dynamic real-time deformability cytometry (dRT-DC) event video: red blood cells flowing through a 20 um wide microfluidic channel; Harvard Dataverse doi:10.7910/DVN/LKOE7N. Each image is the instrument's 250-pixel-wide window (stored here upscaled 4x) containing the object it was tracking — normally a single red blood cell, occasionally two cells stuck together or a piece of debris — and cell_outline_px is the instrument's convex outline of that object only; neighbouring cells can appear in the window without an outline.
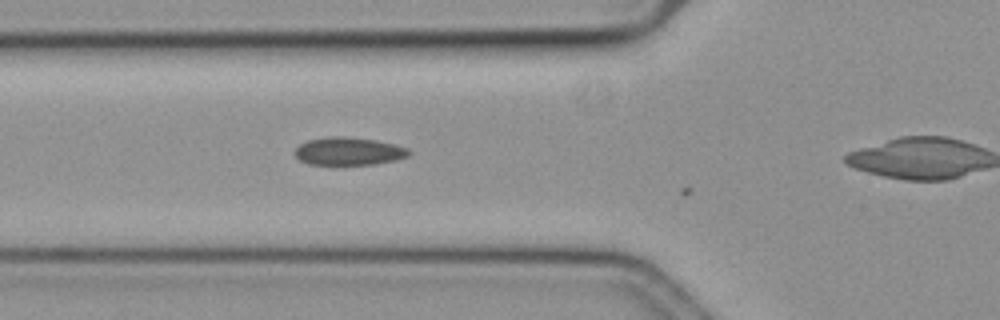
{"species": "common noctule bat (a hibernating species)", "species_latin": "Nyctalus noctula", "temperature_condition": "cold", "stored_images_in_passage": 6, "camera_frame_rate_fps": 3000, "um_per_image_px": 0.085, "animal": {"sex": "female", "body_mass_g": 19.3, "forearm_length_mm": 54.1}, "frame": {"image": 1, "passage_image": 5, "time_ms": 1.333, "image_size_px": [1000, 320], "cell_outline_px": [[412, 152], [408, 156], [396, 160], [376, 164], [308, 164], [300, 160], [296, 156], [296, 148], [300, 144], [308, 140], [332, 136], [344, 136], [376, 140], [408, 148]], "centroid_in_image_um": [29.66, 12.85], "position_along_channel_um": 96.1, "area_um2": 18.38}}